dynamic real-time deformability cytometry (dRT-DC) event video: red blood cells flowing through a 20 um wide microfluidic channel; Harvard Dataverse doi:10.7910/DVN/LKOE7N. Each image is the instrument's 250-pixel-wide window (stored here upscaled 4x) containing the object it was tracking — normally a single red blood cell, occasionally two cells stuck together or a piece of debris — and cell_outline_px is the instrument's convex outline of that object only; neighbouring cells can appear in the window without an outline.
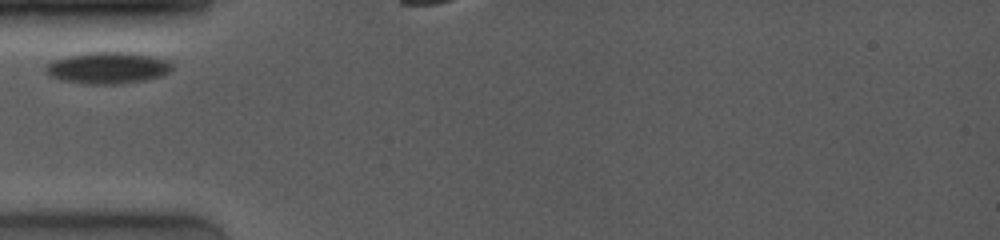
{"species": "common noctule bat (a hibernating species)", "species_latin": "Nyctalus noctula", "temperature_condition": "room temperature", "stored_images_in_passage": 3, "camera_frame_rate_fps": 4000, "um_per_image_px": 0.085, "animal": {"sex": "female", "body_mass_g": 19.0, "forearm_length_mm": 53.3}, "frame": {"image": 1, "passage_image": 1, "time_ms": 0.0, "image_size_px": [1000, 240], "cell_outline_px": [[172, 68], [168, 72], [160, 76], [144, 80], [120, 84], [92, 84], [64, 80], [52, 76], [44, 68], [44, 64], [52, 60], [68, 56], [88, 52], [132, 52], [168, 60], [172, 64]], "centroid_in_image_um": [9.16, 5.75], "position_along_channel_um": 75.8, "area_um2": 23.06}}